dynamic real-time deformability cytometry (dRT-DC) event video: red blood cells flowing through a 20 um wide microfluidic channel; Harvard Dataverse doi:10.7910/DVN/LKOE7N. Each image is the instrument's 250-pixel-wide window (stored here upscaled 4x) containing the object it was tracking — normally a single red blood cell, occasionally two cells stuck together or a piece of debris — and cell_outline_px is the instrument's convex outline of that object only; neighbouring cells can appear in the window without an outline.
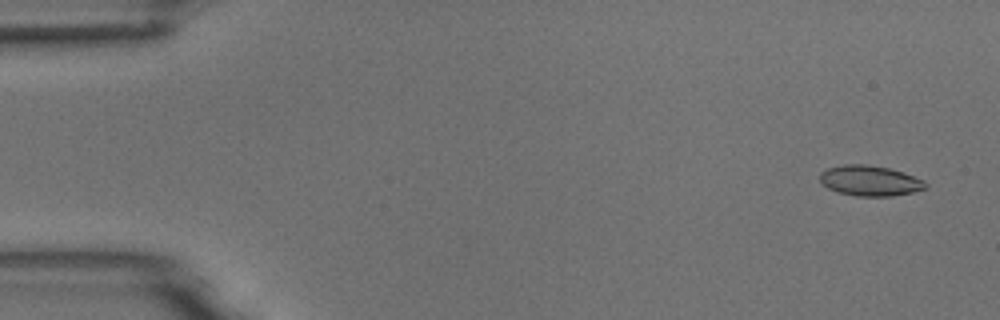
{"species": "common noctule bat (a hibernating species)", "species_latin": "Nyctalus noctula", "temperature_condition": "room temperature", "stored_images_in_passage": 5, "camera_frame_rate_fps": 3000, "um_per_image_px": 0.085, "animal": {"sex": "male", "body_mass_g": 18.8}, "frame": {"image": 1, "passage_image": 1, "time_ms": 0.0, "image_size_px": [1000, 320], "cell_outline_px": [[928, 184], [924, 188], [912, 192], [892, 196], [856, 196], [836, 192], [820, 184], [820, 172], [828, 168], [844, 164], [864, 164], [888, 168], [904, 172], [924, 180]], "centroid_in_image_um": [73.91, 15.36], "position_along_channel_um": 11.1, "area_um2": 18.79}}